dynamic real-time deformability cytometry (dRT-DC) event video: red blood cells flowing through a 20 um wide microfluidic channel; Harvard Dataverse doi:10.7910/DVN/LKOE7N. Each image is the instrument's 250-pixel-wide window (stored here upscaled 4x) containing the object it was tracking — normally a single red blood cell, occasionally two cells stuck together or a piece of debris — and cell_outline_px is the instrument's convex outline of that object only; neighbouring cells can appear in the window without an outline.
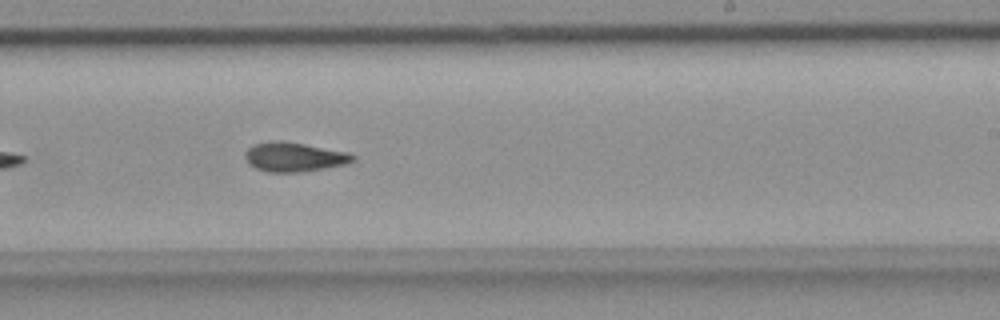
{"species": "common noctule bat (a hibernating species)", "species_latin": "Nyctalus noctula", "temperature_condition": "room temperature", "stored_images_in_passage": 26, "camera_frame_rate_fps": 3000, "um_per_image_px": 0.085, "animal": {"sex": "female", "body_mass_g": 18.4}, "frame": {"image": 1, "passage_image": 19, "time_ms": 6.0, "image_size_px": [1000, 320], "cell_outline_px": [[356, 160], [344, 164], [324, 168], [300, 172], [268, 172], [256, 168], [244, 156], [248, 148], [252, 144], [268, 140], [280, 140], [304, 144], [348, 152], [356, 156]], "centroid_in_image_um": [25.0, 13.32], "position_along_channel_um": 264.0, "area_um2": 18.32}}
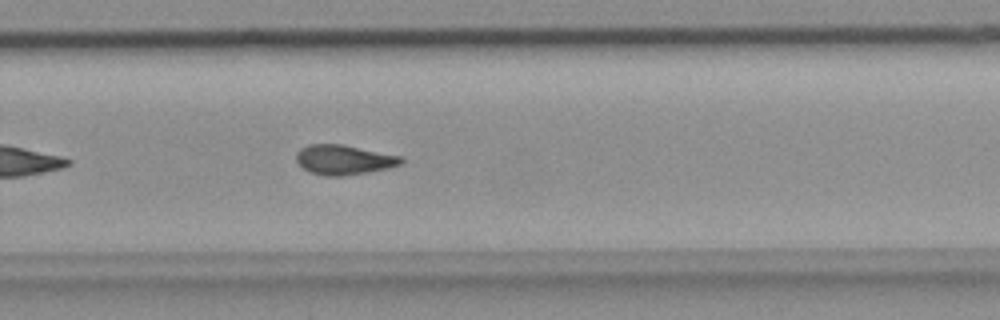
{"frame": {"image": 2, "passage_image": 22, "time_ms": 7.0, "image_size_px": [1000, 320], "cell_outline_px": [[404, 164], [388, 168], [368, 172], [344, 176], [324, 176], [312, 172], [304, 168], [296, 160], [296, 152], [300, 148], [308, 144], [344, 144], [404, 156]], "centroid_in_image_um": [29.29, 13.57], "position_along_channel_um": 300.5, "area_um2": 18.5}}